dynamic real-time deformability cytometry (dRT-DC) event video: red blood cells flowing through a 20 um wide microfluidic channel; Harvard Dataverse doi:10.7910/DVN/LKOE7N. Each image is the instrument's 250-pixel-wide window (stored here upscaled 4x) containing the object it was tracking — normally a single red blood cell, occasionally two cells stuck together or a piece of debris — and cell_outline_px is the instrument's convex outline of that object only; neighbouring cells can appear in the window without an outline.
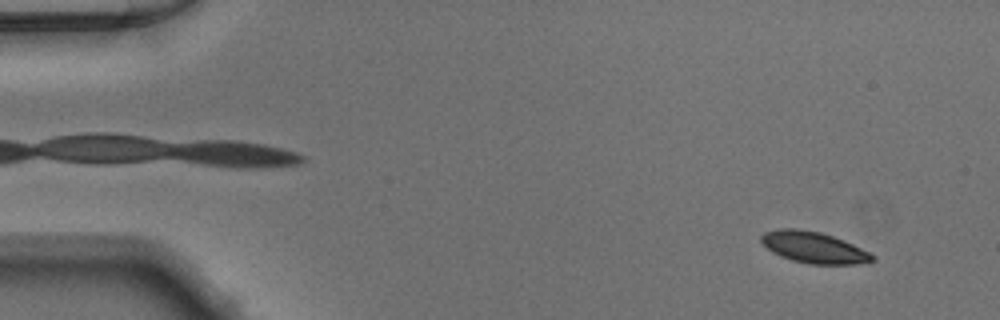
{"species": "Egyptian fruit bat (a non-hibernating species)", "species_latin": "Rousettus aegyptiacus", "temperature_condition": "warm", "stored_images_in_passage": 50, "camera_frame_rate_fps": 3000, "um_per_image_px": 0.085, "animal": {"sex": "male"}, "frame": {"image": 1, "passage_image": 4, "time_ms": 1.0, "image_size_px": [1000, 320], "cell_outline_px": [[876, 260], [856, 264], [808, 264], [792, 260], [780, 256], [772, 252], [760, 240], [760, 236], [764, 232], [780, 228], [796, 228], [820, 232], [832, 236], [872, 252], [876, 256]], "centroid_in_image_um": [69.18, 21.03], "position_along_channel_um": 15.8, "area_um2": 20.35}}
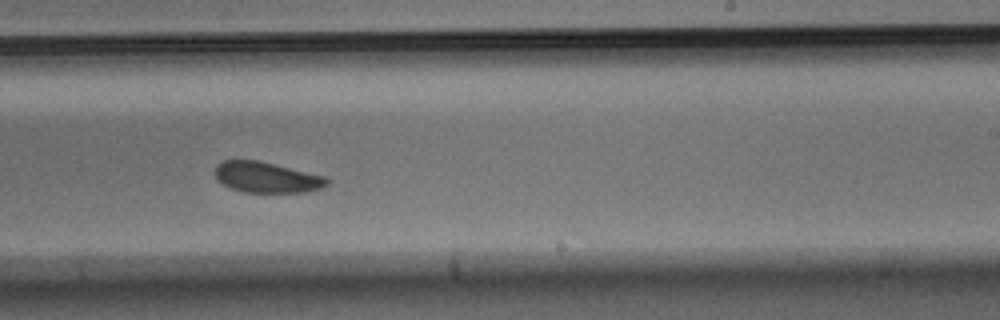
{"frame": {"image": 2, "passage_image": 31, "time_ms": 10.0, "image_size_px": [1000, 320], "cell_outline_px": [[328, 184], [324, 188], [304, 192], [244, 192], [232, 188], [224, 184], [216, 176], [216, 164], [220, 160], [256, 160], [324, 176], [328, 180]], "centroid_in_image_um": [22.67, 15.07], "position_along_channel_um": 266.3, "area_um2": 19.71}}
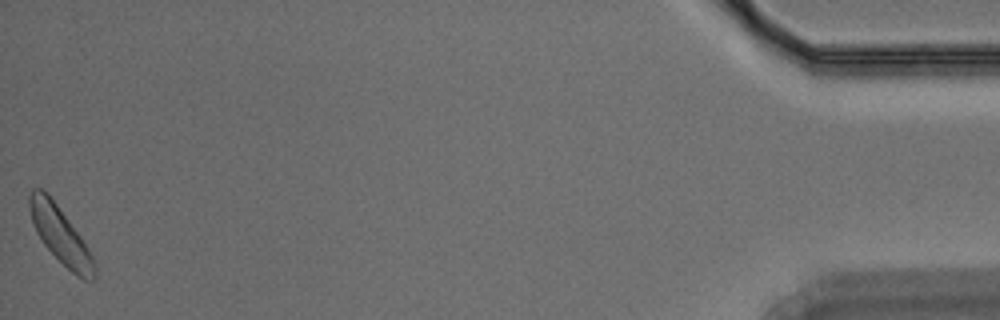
{"frame": {"image": 3, "passage_image": 50, "time_ms": 16.333, "image_size_px": [1000, 320], "cell_outline_px": [[96, 280], [84, 280], [76, 276], [44, 244], [36, 232], [32, 224], [28, 208], [28, 196], [32, 188], [44, 188], [48, 192], [80, 236], [88, 248], [96, 264]], "centroid_in_image_um": [5.11, 19.95], "position_along_channel_um": 430.1, "area_um2": 21.44}}